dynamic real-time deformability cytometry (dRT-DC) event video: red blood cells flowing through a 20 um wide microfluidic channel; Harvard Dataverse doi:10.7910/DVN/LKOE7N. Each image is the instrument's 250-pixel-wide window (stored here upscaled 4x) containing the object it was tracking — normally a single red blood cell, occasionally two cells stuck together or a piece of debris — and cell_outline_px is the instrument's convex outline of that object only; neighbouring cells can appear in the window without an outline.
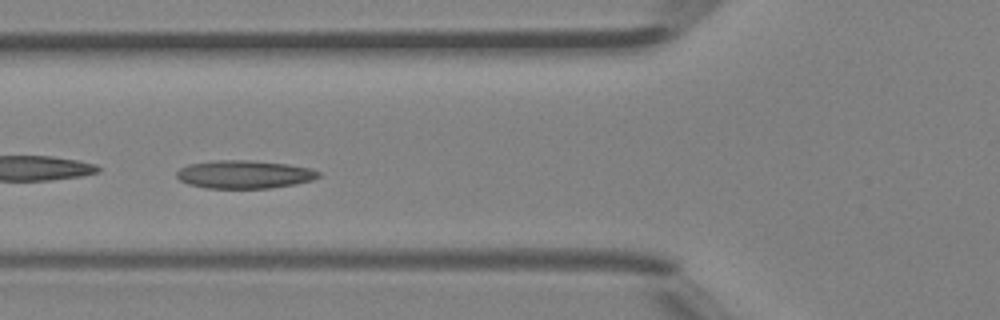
{"species": "Egyptian fruit bat (a non-hibernating species)", "species_latin": "Rousettus aegyptiacus", "temperature_condition": "room temperature", "stored_images_in_passage": 35, "camera_frame_rate_fps": 3000, "um_per_image_px": 0.085, "animal": {"sex": "female"}, "frame": {"image": 1, "passage_image": 6, "time_ms": 1.667, "image_size_px": [1000, 320], "cell_outline_px": [[320, 176], [312, 180], [296, 184], [268, 188], [204, 188], [188, 184], [180, 180], [176, 176], [176, 172], [180, 168], [188, 164], [216, 160], [248, 160], [288, 164], [312, 168], [320, 172]], "centroid_in_image_um": [20.76, 14.82], "position_along_channel_um": 105.0, "area_um2": 23.35}}
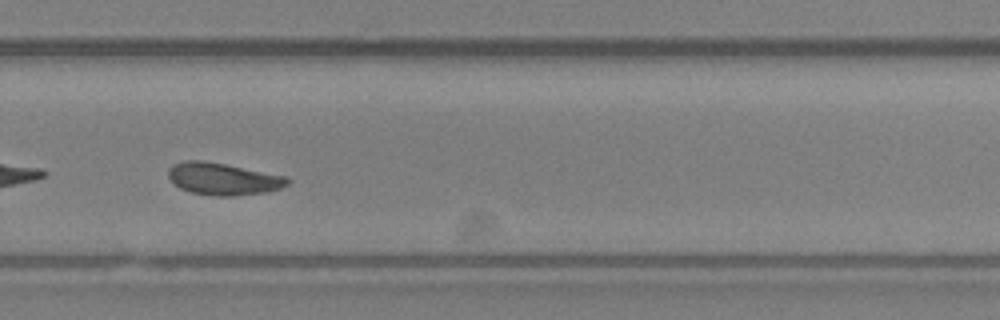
{"frame": {"image": 2, "passage_image": 20, "time_ms": 6.333, "image_size_px": [1000, 320], "cell_outline_px": [[292, 180], [288, 184], [280, 188], [268, 192], [236, 196], [216, 196], [192, 192], [180, 188], [168, 176], [168, 168], [172, 164], [184, 160], [204, 160], [288, 176]], "centroid_in_image_um": [19.0, 15.2], "position_along_channel_um": 310.8, "area_um2": 22.48}, "authors_computed_cell_mechanics": {"area_um2": 21.964, "velocity_mm_per_s": 4.4175, "shape_relaxation_time_tau1_ms": null, "shape_relaxation_time_tau2_ms": 4.0254, "deformation_change_tau1": null, "deformation_change_tau2": 0.0929}}